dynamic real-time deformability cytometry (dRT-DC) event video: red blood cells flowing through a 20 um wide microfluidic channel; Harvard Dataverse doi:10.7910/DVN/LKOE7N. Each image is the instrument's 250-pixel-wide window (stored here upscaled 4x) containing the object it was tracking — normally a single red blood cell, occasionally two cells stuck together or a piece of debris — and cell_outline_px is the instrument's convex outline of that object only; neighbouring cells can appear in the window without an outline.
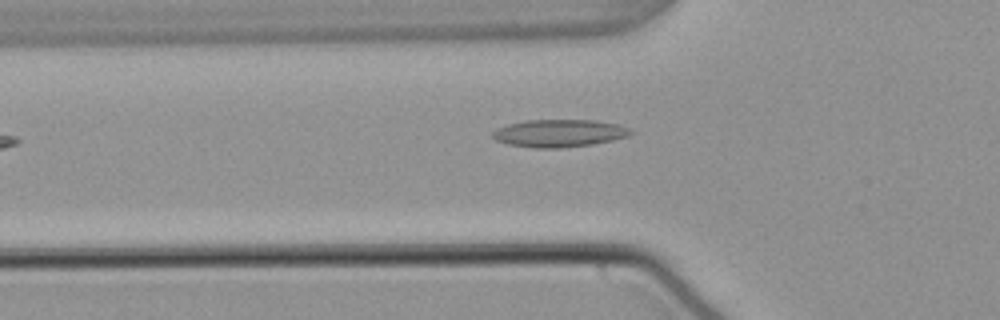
{"species": "common noctule bat (a hibernating species)", "species_latin": "Nyctalus noctula", "temperature_condition": "warm", "stored_images_in_passage": 32, "camera_frame_rate_fps": 3000, "um_per_image_px": 0.085, "animal": {"sex": "male", "body_mass_g": 21.5, "forearm_length_mm": 52.0}, "frame": {"image": 1, "passage_image": 3, "time_ms": 0.667, "image_size_px": [1000, 320], "cell_outline_px": [[636, 132], [628, 136], [612, 140], [592, 144], [560, 148], [536, 148], [508, 144], [496, 140], [492, 136], [492, 132], [496, 128], [508, 124], [524, 120], [596, 120], [620, 124], [632, 128]], "centroid_in_image_um": [47.58, 11.31], "position_along_channel_um": 78.2, "area_um2": 22.43}}
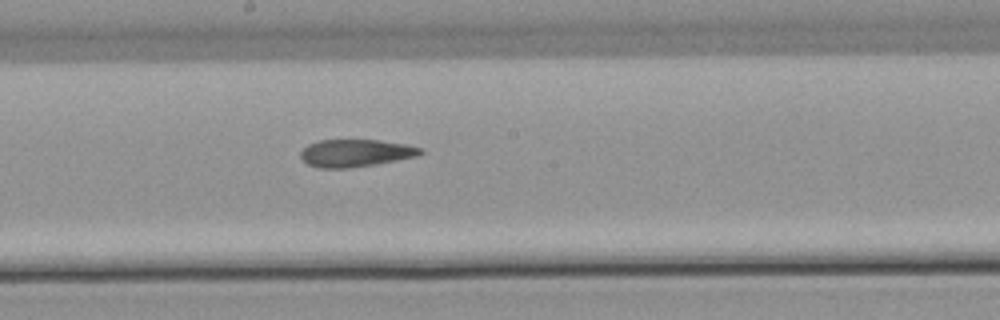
{"frame": {"image": 2, "passage_image": 14, "time_ms": 4.333, "image_size_px": [1000, 320], "cell_outline_px": [[424, 152], [416, 156], [376, 164], [348, 168], [320, 168], [308, 164], [300, 156], [300, 152], [308, 144], [320, 140], [380, 140], [408, 144], [420, 148]], "centroid_in_image_um": [30.22, 13.0], "position_along_channel_um": 218.0, "area_um2": 19.07}}
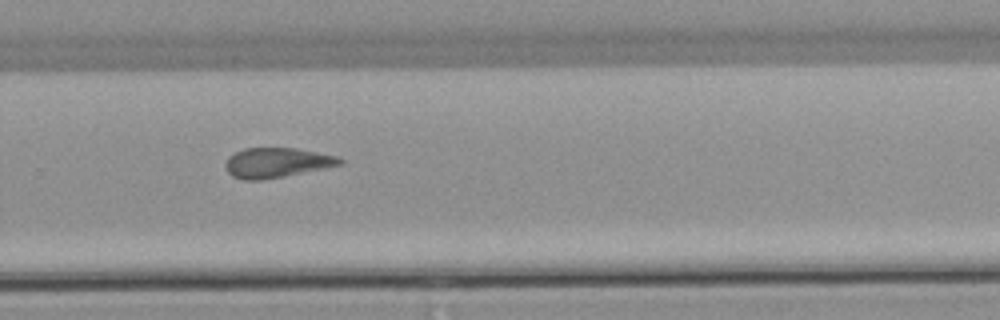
{"frame": {"image": 3, "passage_image": 21, "time_ms": 6.667, "image_size_px": [1000, 320], "cell_outline_px": [[344, 160], [340, 164], [284, 176], [260, 180], [244, 180], [232, 176], [228, 172], [224, 164], [228, 156], [244, 148], [296, 148], [336, 156]], "centroid_in_image_um": [23.45, 13.82], "position_along_channel_um": 306.4, "area_um2": 19.59}, "authors_computed_cell_mechanics": {"area_um2": 19.8543, "velocity_mm_per_s": 3.7983, "shape_relaxation_time_tau1_ms": null, "shape_relaxation_time_tau2_ms": 4.6131, "deformation_change_tau1": null, "deformation_change_tau2": 0.1269}}